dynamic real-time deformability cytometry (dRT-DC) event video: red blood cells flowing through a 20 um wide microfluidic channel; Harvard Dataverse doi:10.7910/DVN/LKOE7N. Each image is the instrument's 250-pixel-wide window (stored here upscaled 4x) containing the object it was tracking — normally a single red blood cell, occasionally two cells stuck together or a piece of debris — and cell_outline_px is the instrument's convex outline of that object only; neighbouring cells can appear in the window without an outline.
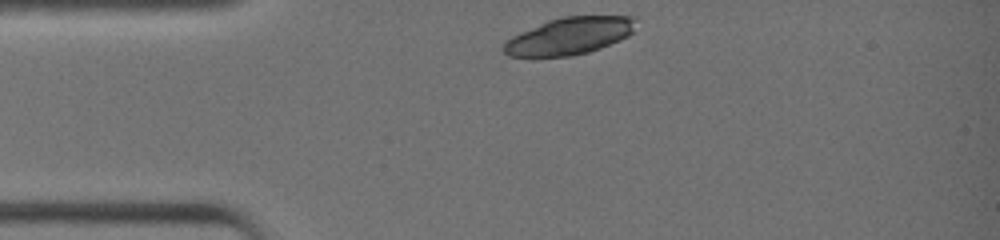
{"species": "common noctule bat (a hibernating species)", "species_latin": "Nyctalus noctula", "temperature_condition": "warm", "stored_images_in_passage": 28, "camera_frame_rate_fps": 3000, "um_per_image_px": 0.085, "animal": {"sex": "female", "body_mass_g": 19.0, "forearm_length_mm": 51.5}, "frame": {"image": 1, "passage_image": 1, "time_ms": 0.0, "image_size_px": [1000, 240], "cell_outline_px": [[636, 16], [632, 32], [628, 36], [620, 40], [600, 48], [588, 52], [572, 56], [508, 56], [504, 52], [504, 44], [512, 36], [520, 32], [548, 20], [560, 16]], "centroid_in_image_um": [48.41, 3.05], "position_along_channel_um": 36.6, "area_um2": 28.38}}
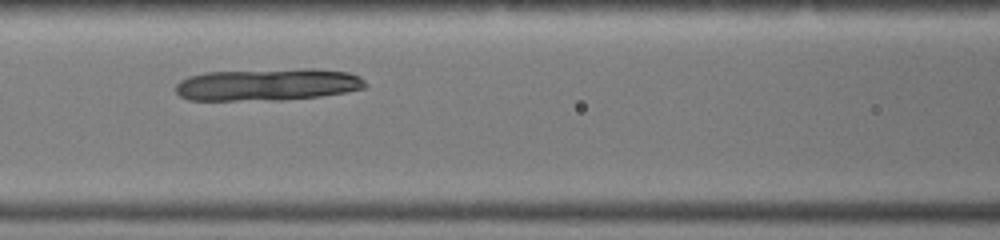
{"frame": {"image": 2, "passage_image": 10, "time_ms": 3.0, "image_size_px": [1000, 240], "cell_outline_px": [[368, 84], [364, 88], [344, 92], [320, 96], [284, 100], [188, 100], [180, 96], [176, 92], [176, 84], [180, 80], [188, 76], [204, 72], [304, 68], [316, 68], [348, 72], [360, 76]], "centroid_in_image_um": [22.75, 7.18], "position_along_channel_um": 143.9, "area_um2": 35.89}}
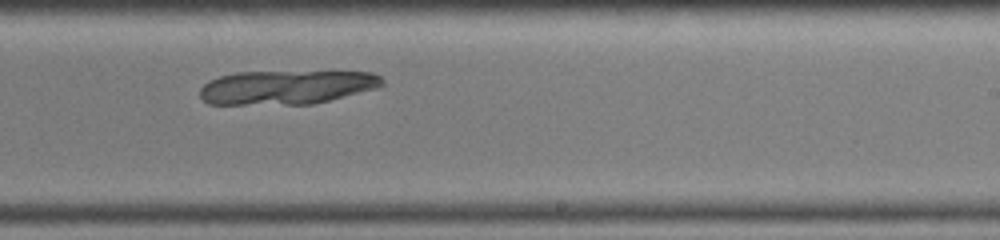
{"frame": {"image": 3, "passage_image": 18, "time_ms": 5.667, "image_size_px": [1000, 240], "cell_outline_px": [[384, 84], [372, 88], [328, 100], [312, 104], [208, 104], [200, 96], [200, 88], [208, 80], [220, 76], [236, 72], [372, 72], [380, 76], [384, 80]], "centroid_in_image_um": [24.28, 7.41], "position_along_channel_um": 264.7, "area_um2": 35.6}}